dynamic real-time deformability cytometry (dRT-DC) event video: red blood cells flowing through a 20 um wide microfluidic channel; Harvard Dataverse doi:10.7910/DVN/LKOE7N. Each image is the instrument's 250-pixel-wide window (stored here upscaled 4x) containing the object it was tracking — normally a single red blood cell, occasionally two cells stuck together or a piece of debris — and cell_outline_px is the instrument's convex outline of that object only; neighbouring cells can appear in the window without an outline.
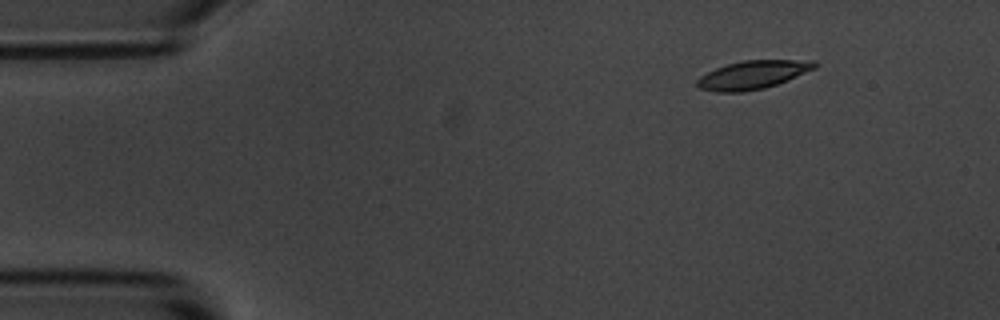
{"species": "common noctule bat (a hibernating species)", "species_latin": "Nyctalus noctula", "temperature_condition": "room temperature", "stored_images_in_passage": 5, "camera_frame_rate_fps": 3000, "um_per_image_px": 0.085, "animal": {"sex": "male", "body_mass_g": 20.1, "forearm_length_mm": 53.5}, "frame": {"image": 1, "passage_image": 1, "time_ms": 0.0, "image_size_px": [1000, 320], "cell_outline_px": [[816, 68], [776, 84], [764, 88], [740, 92], [716, 92], [700, 88], [696, 84], [696, 80], [700, 76], [716, 68], [728, 64], [744, 60], [816, 60]], "centroid_in_image_um": [63.97, 6.35], "position_along_channel_um": 21.0, "area_um2": 19.19}}
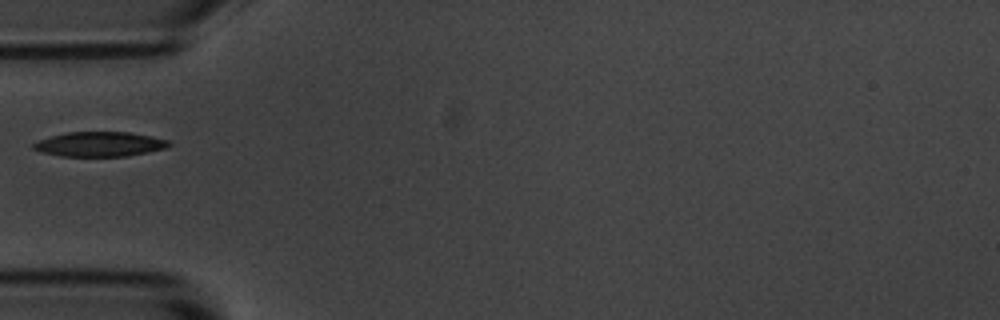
{"frame": {"image": 2, "passage_image": 4, "time_ms": 3.667, "image_size_px": [1000, 320], "cell_outline_px": [[172, 144], [164, 148], [148, 152], [128, 156], [60, 156], [40, 152], [32, 148], [32, 144], [36, 140], [68, 132], [128, 132], [152, 136], [168, 140]], "centroid_in_image_um": [8.44, 12.25], "position_along_channel_um": 76.6, "area_um2": 19.54}}